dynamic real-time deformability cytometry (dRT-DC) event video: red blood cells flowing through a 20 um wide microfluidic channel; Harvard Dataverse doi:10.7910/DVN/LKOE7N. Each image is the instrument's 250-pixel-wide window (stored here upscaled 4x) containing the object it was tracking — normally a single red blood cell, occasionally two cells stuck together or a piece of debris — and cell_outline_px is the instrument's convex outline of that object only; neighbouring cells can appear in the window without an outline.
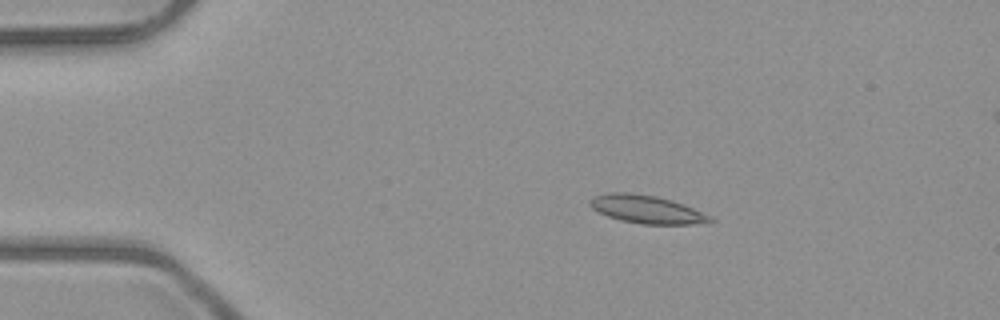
{"species": "common noctule bat (a hibernating species)", "species_latin": "Nyctalus noctula", "temperature_condition": "room temperature", "stored_images_in_passage": 6, "camera_frame_rate_fps": 3000, "um_per_image_px": 0.085, "animal": {"sex": "male", "body_mass_g": 23.1, "forearm_length_mm": 52.7}, "frame": {"image": 1, "passage_image": 3, "time_ms": 2.0, "image_size_px": [1000, 320], "cell_outline_px": [[716, 220], [692, 224], [640, 224], [620, 220], [608, 216], [592, 208], [588, 204], [588, 200], [596, 196], [608, 192], [632, 192], [656, 196], [672, 200], [712, 216]], "centroid_in_image_um": [54.94, 17.78], "position_along_channel_um": 30.1, "area_um2": 19.59}}
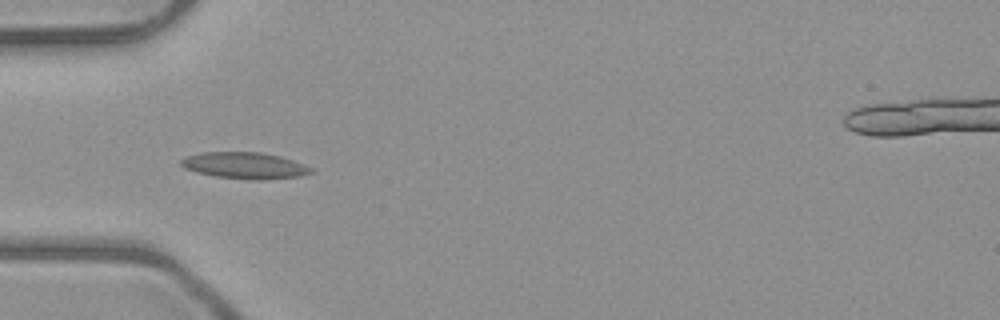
{"frame": {"image": 2, "passage_image": 5, "time_ms": 4.333, "image_size_px": [1000, 320], "cell_outline_px": [[316, 172], [300, 176], [260, 180], [256, 180], [216, 176], [196, 172], [184, 168], [180, 164], [180, 160], [184, 156], [204, 152], [260, 152], [280, 156], [304, 164], [312, 168]], "centroid_in_image_um": [20.8, 14.06], "position_along_channel_um": 64.2, "area_um2": 20.06}}
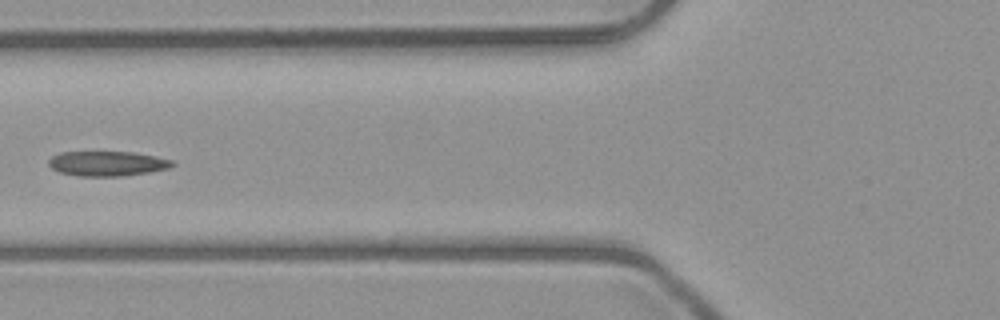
{"frame": {"image": 3, "passage_image": 6, "time_ms": 5.667, "image_size_px": [1000, 320], "cell_outline_px": [[176, 164], [168, 168], [148, 172], [120, 176], [80, 176], [60, 172], [52, 168], [48, 164], [48, 160], [52, 156], [60, 152], [132, 152], [156, 156], [172, 160]], "centroid_in_image_um": [9.11, 13.89], "position_along_channel_um": 116.7, "area_um2": 17.8}}